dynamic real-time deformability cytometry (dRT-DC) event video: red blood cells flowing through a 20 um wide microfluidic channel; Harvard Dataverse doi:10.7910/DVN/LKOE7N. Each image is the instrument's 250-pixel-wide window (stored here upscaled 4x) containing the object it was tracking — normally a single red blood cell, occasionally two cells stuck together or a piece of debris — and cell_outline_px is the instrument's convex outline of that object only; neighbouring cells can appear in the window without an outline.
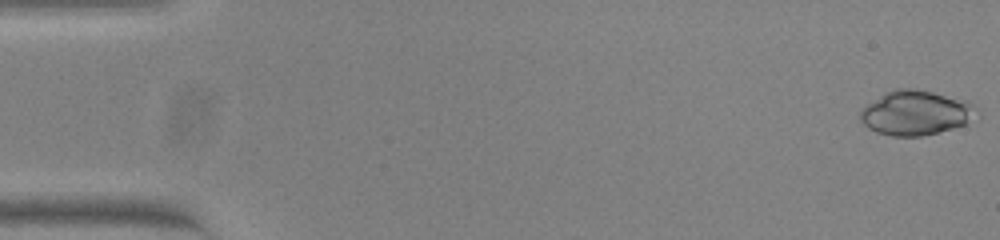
{"species": "common noctule bat (a hibernating species)", "species_latin": "Nyctalus noctula", "temperature_condition": "warm", "stored_images_in_passage": 53, "camera_frame_rate_fps": 3000, "um_per_image_px": 0.085, "animal": {"sex": "female", "body_mass_g": 23.0, "forearm_length_mm": 53.4}, "frame": {"image": 1, "passage_image": 1, "time_ms": 0.0, "image_size_px": [1000, 240], "cell_outline_px": [[980, 116], [964, 124], [952, 128], [920, 136], [892, 136], [876, 132], [868, 128], [860, 120], [860, 112], [868, 104], [884, 92], [892, 88], [916, 88], [968, 100], [976, 104]], "centroid_in_image_um": [77.89, 9.57], "position_along_channel_um": 7.1, "area_um2": 30.58}}
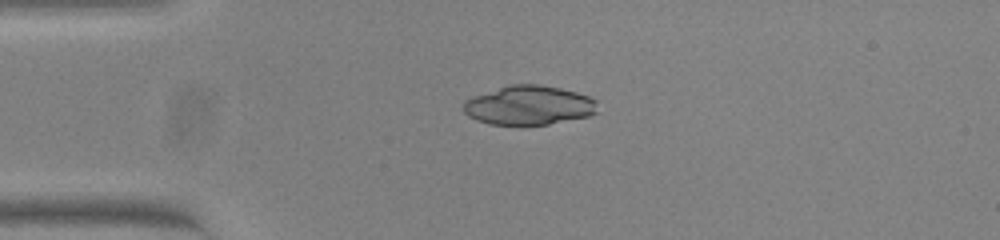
{"frame": {"image": 2, "passage_image": 13, "time_ms": 4.0, "image_size_px": [1000, 240], "cell_outline_px": [[596, 112], [588, 116], [548, 124], [488, 124], [476, 120], [468, 116], [464, 112], [464, 100], [472, 96], [508, 84], [540, 84], [560, 88], [576, 92], [588, 96], [596, 100]], "centroid_in_image_um": [44.92, 8.93], "position_along_channel_um": 40.1, "area_um2": 30.58}}